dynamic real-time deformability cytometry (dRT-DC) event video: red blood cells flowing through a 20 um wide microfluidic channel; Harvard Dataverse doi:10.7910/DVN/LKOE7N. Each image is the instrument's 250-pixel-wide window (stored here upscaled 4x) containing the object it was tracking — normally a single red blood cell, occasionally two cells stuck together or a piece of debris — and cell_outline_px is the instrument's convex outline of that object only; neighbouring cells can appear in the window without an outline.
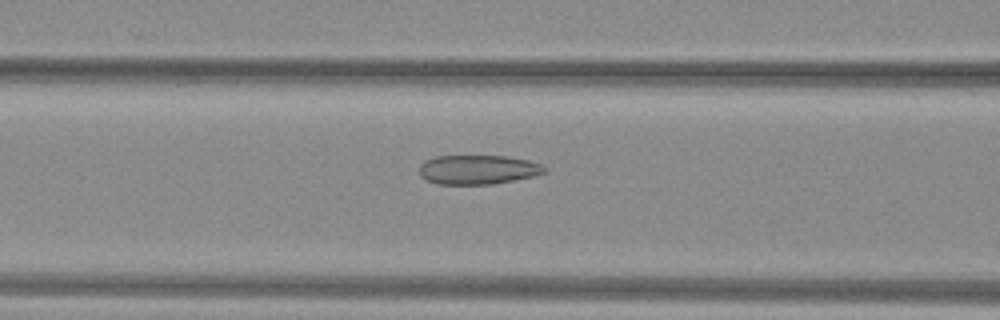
{"species": "common noctule bat (a hibernating species)", "species_latin": "Nyctalus noctula", "temperature_condition": "warm", "stored_images_in_passage": 40, "camera_frame_rate_fps": 3000, "um_per_image_px": 0.085, "animal": {"sex": "female", "body_mass_g": 29.2, "forearm_length_mm": 56.3}, "frame": {"image": 1, "passage_image": 10, "time_ms": 3.0, "image_size_px": [1000, 320], "cell_outline_px": [[548, 172], [532, 176], [492, 184], [436, 184], [420, 176], [420, 164], [424, 160], [436, 156], [508, 156], [528, 160], [544, 164], [548, 168]], "centroid_in_image_um": [40.65, 14.41], "position_along_channel_um": 125.9, "area_um2": 21.5}}
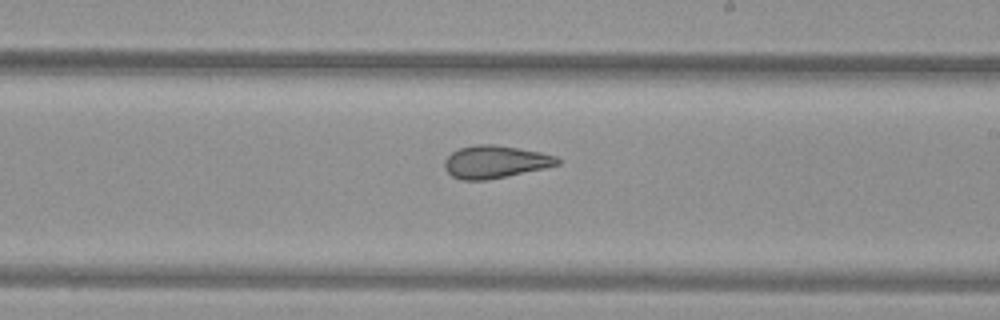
{"frame": {"image": 2, "passage_image": 19, "time_ms": 6.0, "image_size_px": [1000, 320], "cell_outline_px": [[560, 164], [544, 168], [484, 180], [460, 180], [452, 176], [444, 168], [444, 160], [452, 152], [460, 148], [476, 144], [492, 144], [520, 148], [540, 152], [556, 156], [560, 160]], "centroid_in_image_um": [42.07, 13.75], "position_along_channel_um": 246.9, "area_um2": 21.27}}
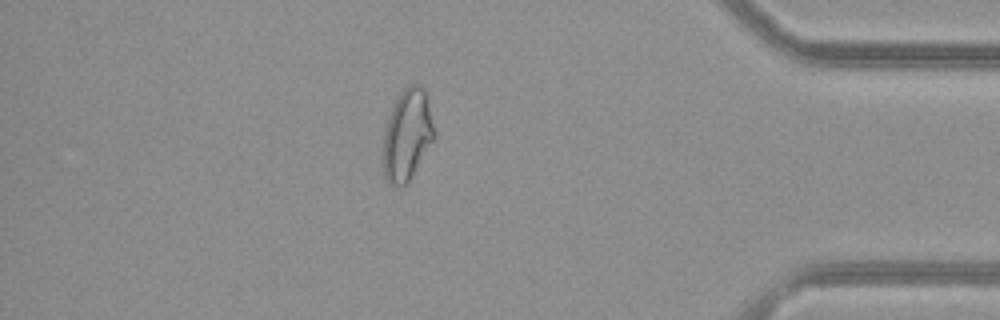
{"frame": {"image": 3, "passage_image": 33, "time_ms": 10.667, "image_size_px": [1000, 320], "cell_outline_px": [[436, 136], [412, 176], [400, 188], [388, 184], [384, 176], [384, 132], [392, 108], [400, 92], [404, 88], [412, 84], [420, 84], [424, 88], [428, 96], [436, 132]], "centroid_in_image_um": [34.65, 11.45], "position_along_channel_um": 400.5, "area_um2": 27.28}, "authors_computed_cell_mechanics": {"area_um2": 23.0333, "velocity_mm_per_s": 4.0402, "shape_relaxation_time_tau1_ms": null, "shape_relaxation_time_tau2_ms": 1.3774, "deformation_change_tau1": null, "deformation_change_tau2": 0.0746}}